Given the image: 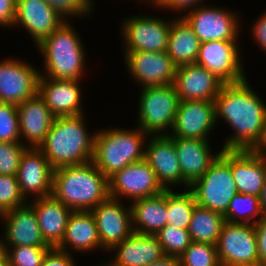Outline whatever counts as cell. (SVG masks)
<instances>
[{"mask_svg": "<svg viewBox=\"0 0 266 266\" xmlns=\"http://www.w3.org/2000/svg\"><path fill=\"white\" fill-rule=\"evenodd\" d=\"M260 151L262 152V154L265 156L266 158V142L264 144V146L260 149Z\"/></svg>", "mask_w": 266, "mask_h": 266, "instance_id": "cell-49", "label": "cell"}, {"mask_svg": "<svg viewBox=\"0 0 266 266\" xmlns=\"http://www.w3.org/2000/svg\"><path fill=\"white\" fill-rule=\"evenodd\" d=\"M171 22L156 16L128 17L121 26L125 52H166Z\"/></svg>", "mask_w": 266, "mask_h": 266, "instance_id": "cell-10", "label": "cell"}, {"mask_svg": "<svg viewBox=\"0 0 266 266\" xmlns=\"http://www.w3.org/2000/svg\"><path fill=\"white\" fill-rule=\"evenodd\" d=\"M27 148L23 142L0 141V174L17 176L21 157Z\"/></svg>", "mask_w": 266, "mask_h": 266, "instance_id": "cell-39", "label": "cell"}, {"mask_svg": "<svg viewBox=\"0 0 266 266\" xmlns=\"http://www.w3.org/2000/svg\"><path fill=\"white\" fill-rule=\"evenodd\" d=\"M146 142L144 160L154 170L158 182L165 190L169 186L182 184L189 189V185L183 180L179 159L174 145V137L169 135H149Z\"/></svg>", "mask_w": 266, "mask_h": 266, "instance_id": "cell-17", "label": "cell"}, {"mask_svg": "<svg viewBox=\"0 0 266 266\" xmlns=\"http://www.w3.org/2000/svg\"><path fill=\"white\" fill-rule=\"evenodd\" d=\"M51 247L17 246L5 247L8 266H41Z\"/></svg>", "mask_w": 266, "mask_h": 266, "instance_id": "cell-36", "label": "cell"}, {"mask_svg": "<svg viewBox=\"0 0 266 266\" xmlns=\"http://www.w3.org/2000/svg\"><path fill=\"white\" fill-rule=\"evenodd\" d=\"M224 84L211 71L197 64L178 66L173 83L179 101H214Z\"/></svg>", "mask_w": 266, "mask_h": 266, "instance_id": "cell-20", "label": "cell"}, {"mask_svg": "<svg viewBox=\"0 0 266 266\" xmlns=\"http://www.w3.org/2000/svg\"><path fill=\"white\" fill-rule=\"evenodd\" d=\"M124 54L129 73L142 88L174 83L177 66L167 52L134 51Z\"/></svg>", "mask_w": 266, "mask_h": 266, "instance_id": "cell-15", "label": "cell"}, {"mask_svg": "<svg viewBox=\"0 0 266 266\" xmlns=\"http://www.w3.org/2000/svg\"><path fill=\"white\" fill-rule=\"evenodd\" d=\"M27 204V205H26ZM4 221V247L33 246L50 247L44 240L34 207L28 202L0 215Z\"/></svg>", "mask_w": 266, "mask_h": 266, "instance_id": "cell-19", "label": "cell"}, {"mask_svg": "<svg viewBox=\"0 0 266 266\" xmlns=\"http://www.w3.org/2000/svg\"><path fill=\"white\" fill-rule=\"evenodd\" d=\"M83 118L84 114L56 117L38 147L54 170L92 161L96 134H89Z\"/></svg>", "mask_w": 266, "mask_h": 266, "instance_id": "cell-3", "label": "cell"}, {"mask_svg": "<svg viewBox=\"0 0 266 266\" xmlns=\"http://www.w3.org/2000/svg\"><path fill=\"white\" fill-rule=\"evenodd\" d=\"M149 1V0H148ZM157 0H150L149 2H152L154 4Z\"/></svg>", "mask_w": 266, "mask_h": 266, "instance_id": "cell-51", "label": "cell"}, {"mask_svg": "<svg viewBox=\"0 0 266 266\" xmlns=\"http://www.w3.org/2000/svg\"><path fill=\"white\" fill-rule=\"evenodd\" d=\"M231 172L238 193L260 196L266 158L260 150H231Z\"/></svg>", "mask_w": 266, "mask_h": 266, "instance_id": "cell-23", "label": "cell"}, {"mask_svg": "<svg viewBox=\"0 0 266 266\" xmlns=\"http://www.w3.org/2000/svg\"><path fill=\"white\" fill-rule=\"evenodd\" d=\"M41 266H76V264L70 251L66 252L54 247L48 250Z\"/></svg>", "mask_w": 266, "mask_h": 266, "instance_id": "cell-41", "label": "cell"}, {"mask_svg": "<svg viewBox=\"0 0 266 266\" xmlns=\"http://www.w3.org/2000/svg\"><path fill=\"white\" fill-rule=\"evenodd\" d=\"M62 18L68 21L66 17L84 18L90 15L93 7L92 0H45Z\"/></svg>", "mask_w": 266, "mask_h": 266, "instance_id": "cell-40", "label": "cell"}, {"mask_svg": "<svg viewBox=\"0 0 266 266\" xmlns=\"http://www.w3.org/2000/svg\"><path fill=\"white\" fill-rule=\"evenodd\" d=\"M165 191L154 170L143 159L131 163L109 178V196L120 200L126 196L131 202L158 195Z\"/></svg>", "mask_w": 266, "mask_h": 266, "instance_id": "cell-11", "label": "cell"}, {"mask_svg": "<svg viewBox=\"0 0 266 266\" xmlns=\"http://www.w3.org/2000/svg\"><path fill=\"white\" fill-rule=\"evenodd\" d=\"M84 44L70 22L65 21L38 45L44 57L42 77L80 80L84 73L86 54Z\"/></svg>", "mask_w": 266, "mask_h": 266, "instance_id": "cell-4", "label": "cell"}, {"mask_svg": "<svg viewBox=\"0 0 266 266\" xmlns=\"http://www.w3.org/2000/svg\"><path fill=\"white\" fill-rule=\"evenodd\" d=\"M262 13L257 21L254 22L252 27V36L254 37L256 44L260 45V48L266 51V11Z\"/></svg>", "mask_w": 266, "mask_h": 266, "instance_id": "cell-45", "label": "cell"}, {"mask_svg": "<svg viewBox=\"0 0 266 266\" xmlns=\"http://www.w3.org/2000/svg\"><path fill=\"white\" fill-rule=\"evenodd\" d=\"M131 204L134 232L155 235L167 225V190L155 196L132 201Z\"/></svg>", "mask_w": 266, "mask_h": 266, "instance_id": "cell-29", "label": "cell"}, {"mask_svg": "<svg viewBox=\"0 0 266 266\" xmlns=\"http://www.w3.org/2000/svg\"><path fill=\"white\" fill-rule=\"evenodd\" d=\"M26 202L19 190L17 176L0 174V215Z\"/></svg>", "mask_w": 266, "mask_h": 266, "instance_id": "cell-37", "label": "cell"}, {"mask_svg": "<svg viewBox=\"0 0 266 266\" xmlns=\"http://www.w3.org/2000/svg\"><path fill=\"white\" fill-rule=\"evenodd\" d=\"M99 247L101 241L91 211H73L68 218L63 239L56 248L66 252L72 248L76 252L86 253Z\"/></svg>", "mask_w": 266, "mask_h": 266, "instance_id": "cell-28", "label": "cell"}, {"mask_svg": "<svg viewBox=\"0 0 266 266\" xmlns=\"http://www.w3.org/2000/svg\"><path fill=\"white\" fill-rule=\"evenodd\" d=\"M17 0H0V27H13Z\"/></svg>", "mask_w": 266, "mask_h": 266, "instance_id": "cell-44", "label": "cell"}, {"mask_svg": "<svg viewBox=\"0 0 266 266\" xmlns=\"http://www.w3.org/2000/svg\"><path fill=\"white\" fill-rule=\"evenodd\" d=\"M223 216L225 221L231 223L256 224L262 219L259 197L250 194H235ZM257 216L258 219L255 218Z\"/></svg>", "mask_w": 266, "mask_h": 266, "instance_id": "cell-33", "label": "cell"}, {"mask_svg": "<svg viewBox=\"0 0 266 266\" xmlns=\"http://www.w3.org/2000/svg\"><path fill=\"white\" fill-rule=\"evenodd\" d=\"M0 141L22 142L17 107L14 104L0 102Z\"/></svg>", "mask_w": 266, "mask_h": 266, "instance_id": "cell-38", "label": "cell"}, {"mask_svg": "<svg viewBox=\"0 0 266 266\" xmlns=\"http://www.w3.org/2000/svg\"><path fill=\"white\" fill-rule=\"evenodd\" d=\"M99 266H114V265L110 261H108L107 263L104 262L103 265H99Z\"/></svg>", "mask_w": 266, "mask_h": 266, "instance_id": "cell-50", "label": "cell"}, {"mask_svg": "<svg viewBox=\"0 0 266 266\" xmlns=\"http://www.w3.org/2000/svg\"><path fill=\"white\" fill-rule=\"evenodd\" d=\"M183 180L190 186L201 178L221 154H212L209 140L174 138Z\"/></svg>", "mask_w": 266, "mask_h": 266, "instance_id": "cell-26", "label": "cell"}, {"mask_svg": "<svg viewBox=\"0 0 266 266\" xmlns=\"http://www.w3.org/2000/svg\"><path fill=\"white\" fill-rule=\"evenodd\" d=\"M224 223L222 214L196 205L187 230L191 241L216 245Z\"/></svg>", "mask_w": 266, "mask_h": 266, "instance_id": "cell-31", "label": "cell"}, {"mask_svg": "<svg viewBox=\"0 0 266 266\" xmlns=\"http://www.w3.org/2000/svg\"><path fill=\"white\" fill-rule=\"evenodd\" d=\"M53 172L54 169L39 148L28 147L24 151L17 172V180L19 190L26 201L28 195L33 198L52 195Z\"/></svg>", "mask_w": 266, "mask_h": 266, "instance_id": "cell-18", "label": "cell"}, {"mask_svg": "<svg viewBox=\"0 0 266 266\" xmlns=\"http://www.w3.org/2000/svg\"><path fill=\"white\" fill-rule=\"evenodd\" d=\"M189 190L197 205L224 215L231 199L238 193L231 172V150L221 149V154Z\"/></svg>", "mask_w": 266, "mask_h": 266, "instance_id": "cell-6", "label": "cell"}, {"mask_svg": "<svg viewBox=\"0 0 266 266\" xmlns=\"http://www.w3.org/2000/svg\"><path fill=\"white\" fill-rule=\"evenodd\" d=\"M155 236L160 242L165 255L180 257L190 246L191 238L188 230L167 224Z\"/></svg>", "mask_w": 266, "mask_h": 266, "instance_id": "cell-35", "label": "cell"}, {"mask_svg": "<svg viewBox=\"0 0 266 266\" xmlns=\"http://www.w3.org/2000/svg\"><path fill=\"white\" fill-rule=\"evenodd\" d=\"M245 79L224 84L216 96V123L223 118L234 130L222 150H260L266 142V104Z\"/></svg>", "mask_w": 266, "mask_h": 266, "instance_id": "cell-1", "label": "cell"}, {"mask_svg": "<svg viewBox=\"0 0 266 266\" xmlns=\"http://www.w3.org/2000/svg\"><path fill=\"white\" fill-rule=\"evenodd\" d=\"M0 266H8L7 250L1 243H0Z\"/></svg>", "mask_w": 266, "mask_h": 266, "instance_id": "cell-48", "label": "cell"}, {"mask_svg": "<svg viewBox=\"0 0 266 266\" xmlns=\"http://www.w3.org/2000/svg\"><path fill=\"white\" fill-rule=\"evenodd\" d=\"M30 204L34 207L45 242L51 248L57 247L63 239L68 218L73 211L53 195L34 198Z\"/></svg>", "mask_w": 266, "mask_h": 266, "instance_id": "cell-27", "label": "cell"}, {"mask_svg": "<svg viewBox=\"0 0 266 266\" xmlns=\"http://www.w3.org/2000/svg\"><path fill=\"white\" fill-rule=\"evenodd\" d=\"M204 0H157L153 5L161 9H169L172 12L186 11L198 5H202ZM202 2V3H201Z\"/></svg>", "mask_w": 266, "mask_h": 266, "instance_id": "cell-42", "label": "cell"}, {"mask_svg": "<svg viewBox=\"0 0 266 266\" xmlns=\"http://www.w3.org/2000/svg\"><path fill=\"white\" fill-rule=\"evenodd\" d=\"M16 107L20 138L27 140V147L38 148L45 141L56 117L38 93Z\"/></svg>", "mask_w": 266, "mask_h": 266, "instance_id": "cell-24", "label": "cell"}, {"mask_svg": "<svg viewBox=\"0 0 266 266\" xmlns=\"http://www.w3.org/2000/svg\"><path fill=\"white\" fill-rule=\"evenodd\" d=\"M214 101H179L171 134L174 138L209 140L216 126Z\"/></svg>", "mask_w": 266, "mask_h": 266, "instance_id": "cell-16", "label": "cell"}, {"mask_svg": "<svg viewBox=\"0 0 266 266\" xmlns=\"http://www.w3.org/2000/svg\"><path fill=\"white\" fill-rule=\"evenodd\" d=\"M139 99L138 127L148 135H168L179 103L174 85L143 87Z\"/></svg>", "mask_w": 266, "mask_h": 266, "instance_id": "cell-7", "label": "cell"}, {"mask_svg": "<svg viewBox=\"0 0 266 266\" xmlns=\"http://www.w3.org/2000/svg\"><path fill=\"white\" fill-rule=\"evenodd\" d=\"M64 22L45 0H17L13 26L24 27L36 45Z\"/></svg>", "mask_w": 266, "mask_h": 266, "instance_id": "cell-21", "label": "cell"}, {"mask_svg": "<svg viewBox=\"0 0 266 266\" xmlns=\"http://www.w3.org/2000/svg\"><path fill=\"white\" fill-rule=\"evenodd\" d=\"M237 41H207L200 43L196 63L205 67L225 84L238 83L246 79L240 60Z\"/></svg>", "mask_w": 266, "mask_h": 266, "instance_id": "cell-12", "label": "cell"}, {"mask_svg": "<svg viewBox=\"0 0 266 266\" xmlns=\"http://www.w3.org/2000/svg\"><path fill=\"white\" fill-rule=\"evenodd\" d=\"M260 209H261V215L262 217H266V179L264 181L260 196Z\"/></svg>", "mask_w": 266, "mask_h": 266, "instance_id": "cell-47", "label": "cell"}, {"mask_svg": "<svg viewBox=\"0 0 266 266\" xmlns=\"http://www.w3.org/2000/svg\"><path fill=\"white\" fill-rule=\"evenodd\" d=\"M179 266H221L216 245L192 241L179 257Z\"/></svg>", "mask_w": 266, "mask_h": 266, "instance_id": "cell-34", "label": "cell"}, {"mask_svg": "<svg viewBox=\"0 0 266 266\" xmlns=\"http://www.w3.org/2000/svg\"><path fill=\"white\" fill-rule=\"evenodd\" d=\"M198 5L184 12L182 17L191 26L200 42L238 41L239 18L234 13L218 7ZM239 25V26H238Z\"/></svg>", "mask_w": 266, "mask_h": 266, "instance_id": "cell-9", "label": "cell"}, {"mask_svg": "<svg viewBox=\"0 0 266 266\" xmlns=\"http://www.w3.org/2000/svg\"><path fill=\"white\" fill-rule=\"evenodd\" d=\"M52 195L72 211H91L109 196V179L93 161L53 172Z\"/></svg>", "mask_w": 266, "mask_h": 266, "instance_id": "cell-2", "label": "cell"}, {"mask_svg": "<svg viewBox=\"0 0 266 266\" xmlns=\"http://www.w3.org/2000/svg\"><path fill=\"white\" fill-rule=\"evenodd\" d=\"M95 134L92 161L108 179L127 165L144 159L143 147L149 135L139 127L102 129Z\"/></svg>", "mask_w": 266, "mask_h": 266, "instance_id": "cell-5", "label": "cell"}, {"mask_svg": "<svg viewBox=\"0 0 266 266\" xmlns=\"http://www.w3.org/2000/svg\"><path fill=\"white\" fill-rule=\"evenodd\" d=\"M121 201V202H120ZM96 221L102 250H110L128 238L134 231L132 227L131 207L123 206L122 199L109 197L91 210Z\"/></svg>", "mask_w": 266, "mask_h": 266, "instance_id": "cell-14", "label": "cell"}, {"mask_svg": "<svg viewBox=\"0 0 266 266\" xmlns=\"http://www.w3.org/2000/svg\"><path fill=\"white\" fill-rule=\"evenodd\" d=\"M148 266H179V258L175 256L164 255L162 258Z\"/></svg>", "mask_w": 266, "mask_h": 266, "instance_id": "cell-46", "label": "cell"}, {"mask_svg": "<svg viewBox=\"0 0 266 266\" xmlns=\"http://www.w3.org/2000/svg\"><path fill=\"white\" fill-rule=\"evenodd\" d=\"M21 59L0 62V102L19 105L38 93L41 72Z\"/></svg>", "mask_w": 266, "mask_h": 266, "instance_id": "cell-13", "label": "cell"}, {"mask_svg": "<svg viewBox=\"0 0 266 266\" xmlns=\"http://www.w3.org/2000/svg\"><path fill=\"white\" fill-rule=\"evenodd\" d=\"M259 254V266H266V217L254 224Z\"/></svg>", "mask_w": 266, "mask_h": 266, "instance_id": "cell-43", "label": "cell"}, {"mask_svg": "<svg viewBox=\"0 0 266 266\" xmlns=\"http://www.w3.org/2000/svg\"><path fill=\"white\" fill-rule=\"evenodd\" d=\"M200 43L182 16L172 19L166 52L177 67L196 63Z\"/></svg>", "mask_w": 266, "mask_h": 266, "instance_id": "cell-30", "label": "cell"}, {"mask_svg": "<svg viewBox=\"0 0 266 266\" xmlns=\"http://www.w3.org/2000/svg\"><path fill=\"white\" fill-rule=\"evenodd\" d=\"M216 247L221 266H259L254 224L225 221Z\"/></svg>", "mask_w": 266, "mask_h": 266, "instance_id": "cell-8", "label": "cell"}, {"mask_svg": "<svg viewBox=\"0 0 266 266\" xmlns=\"http://www.w3.org/2000/svg\"><path fill=\"white\" fill-rule=\"evenodd\" d=\"M176 193L167 190V224L187 230L197 205L195 197L189 189Z\"/></svg>", "mask_w": 266, "mask_h": 266, "instance_id": "cell-32", "label": "cell"}, {"mask_svg": "<svg viewBox=\"0 0 266 266\" xmlns=\"http://www.w3.org/2000/svg\"><path fill=\"white\" fill-rule=\"evenodd\" d=\"M81 80L42 77L38 81V94L55 117L84 114L81 106Z\"/></svg>", "mask_w": 266, "mask_h": 266, "instance_id": "cell-22", "label": "cell"}, {"mask_svg": "<svg viewBox=\"0 0 266 266\" xmlns=\"http://www.w3.org/2000/svg\"><path fill=\"white\" fill-rule=\"evenodd\" d=\"M114 266H148L165 254L155 235L133 232L128 238L116 244L110 251L114 253Z\"/></svg>", "mask_w": 266, "mask_h": 266, "instance_id": "cell-25", "label": "cell"}]
</instances>
